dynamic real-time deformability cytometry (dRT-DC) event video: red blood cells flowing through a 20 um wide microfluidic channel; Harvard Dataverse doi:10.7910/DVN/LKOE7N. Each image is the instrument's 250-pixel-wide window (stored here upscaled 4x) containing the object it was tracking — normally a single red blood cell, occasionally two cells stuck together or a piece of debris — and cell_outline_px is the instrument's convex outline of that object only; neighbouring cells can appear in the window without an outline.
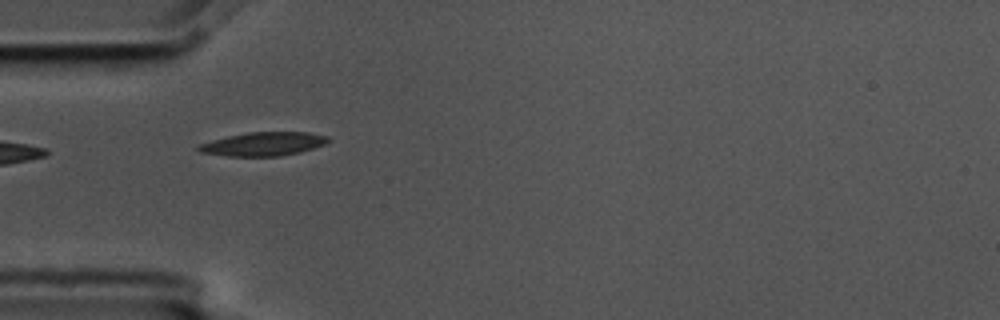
{"species": "common noctule bat (a hibernating species)", "species_latin": "Nyctalus noctula", "temperature_condition": "cold", "stored_images_in_passage": 5, "camera_frame_rate_fps": 3000, "um_per_image_px": 0.085, "animal": {"sex": "male", "body_mass_g": 17.5, "forearm_length_mm": 52.3}, "frame": {"image": 1, "passage_image": 4, "time_ms": 1.0, "image_size_px": [1000, 320], "cell_outline_px": [[332, 140], [324, 144], [300, 152], [280, 156], [228, 156], [200, 152], [196, 148], [196, 144], [228, 136], [248, 132], [308, 132], [328, 136]], "centroid_in_image_um": [22.37, 12.23], "position_along_channel_um": 62.6, "area_um2": 17.92}}